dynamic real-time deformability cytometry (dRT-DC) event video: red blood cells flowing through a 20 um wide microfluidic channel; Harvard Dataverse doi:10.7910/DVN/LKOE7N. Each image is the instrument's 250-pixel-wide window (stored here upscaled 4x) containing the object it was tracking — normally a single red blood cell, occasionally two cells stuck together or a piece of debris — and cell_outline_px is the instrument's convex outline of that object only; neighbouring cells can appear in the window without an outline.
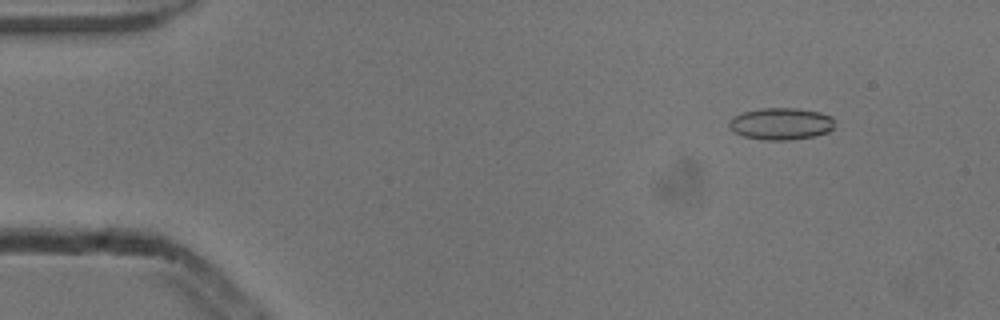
{"species": "common noctule bat (a hibernating species)", "species_latin": "Nyctalus noctula", "temperature_condition": "cold", "stored_images_in_passage": 53, "camera_frame_rate_fps": 3000, "um_per_image_px": 0.085, "animal": {"sex": "male", "body_mass_g": 13.3}, "frame": {"image": 1, "passage_image": 6, "time_ms": 1.667, "image_size_px": [1000, 320], "cell_outline_px": [[832, 128], [828, 132], [816, 136], [788, 140], [764, 140], [744, 136], [736, 132], [728, 124], [732, 116], [744, 112], [760, 108], [796, 108], [820, 112], [832, 116]], "centroid_in_image_um": [66.39, 10.51], "position_along_channel_um": 18.6, "area_um2": 19.54}}
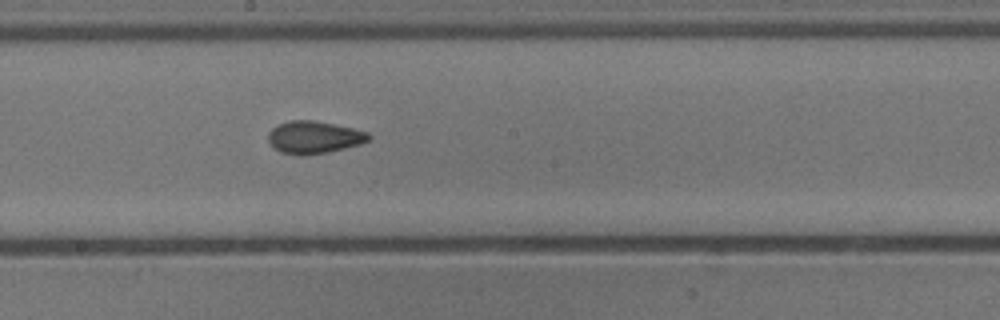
{"frame": {"image": 2, "passage_image": 29, "time_ms": 9.333, "image_size_px": [1000, 320], "cell_outline_px": [[372, 136], [368, 140], [360, 144], [328, 152], [304, 156], [300, 156], [280, 152], [268, 140], [268, 132], [272, 128], [288, 120], [316, 120], [352, 128], [368, 132]], "centroid_in_image_um": [26.69, 11.67], "position_along_channel_um": 221.5, "area_um2": 19.02}}
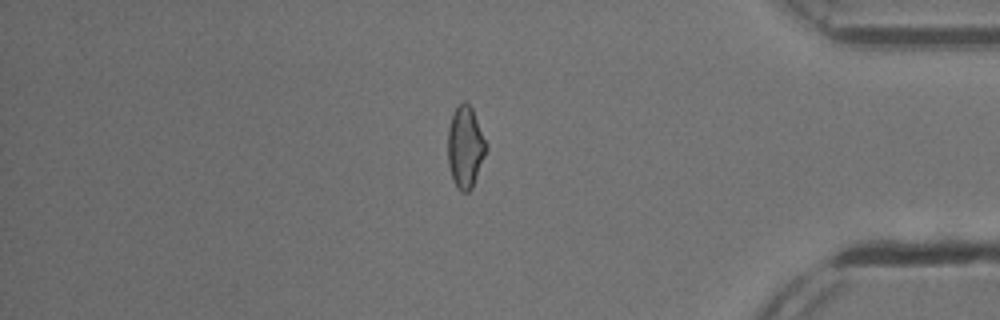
{"frame": {"image": 3, "passage_image": 45, "time_ms": 14.667, "image_size_px": [1000, 320], "cell_outline_px": [[488, 148], [472, 188], [468, 192], [460, 192], [456, 188], [452, 180], [448, 164], [448, 128], [452, 112], [464, 100], [472, 108], [488, 144]], "centroid_in_image_um": [39.55, 12.52], "position_along_channel_um": 395.7, "area_um2": 18.55}, "authors_computed_cell_mechanics": {"area_um2": 18.6694, "velocity_mm_per_s": 3.8727, "shape_relaxation_time_tau1_ms": 6.7007, "shape_relaxation_time_tau2_ms": 2.5538, "deformation_change_tau1": 0.1357, "deformation_change_tau2": 0.0772}}